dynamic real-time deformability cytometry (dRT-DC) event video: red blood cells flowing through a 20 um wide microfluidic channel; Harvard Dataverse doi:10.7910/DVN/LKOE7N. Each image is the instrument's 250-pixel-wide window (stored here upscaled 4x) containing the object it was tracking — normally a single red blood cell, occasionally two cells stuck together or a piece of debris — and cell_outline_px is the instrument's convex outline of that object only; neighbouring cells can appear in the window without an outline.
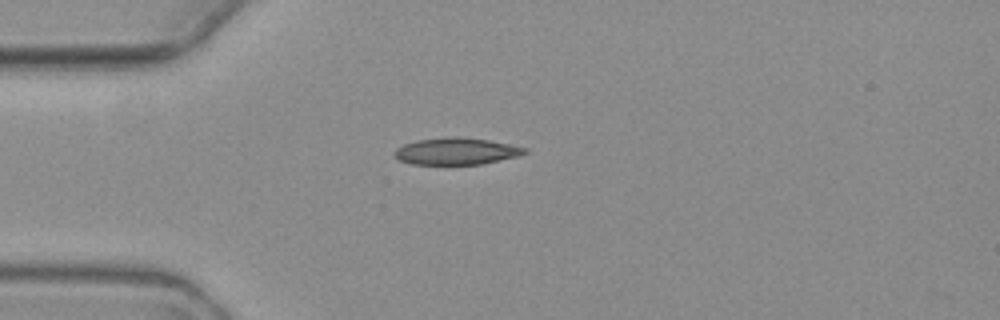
{"species": "common noctule bat (a hibernating species)", "species_latin": "Nyctalus noctula", "temperature_condition": "warm", "stored_images_in_passage": 4, "camera_frame_rate_fps": 3000, "um_per_image_px": 0.085, "animal": {"sex": "female", "body_mass_g": 19.3, "forearm_length_mm": 54.1}, "frame": {"image": 1, "passage_image": 1, "time_ms": 0.0, "image_size_px": [1000, 320], "cell_outline_px": [[528, 152], [520, 156], [480, 164], [412, 164], [396, 160], [392, 156], [392, 152], [396, 148], [404, 144], [416, 140], [456, 136], [488, 140], [528, 148]], "centroid_in_image_um": [38.74, 12.86], "position_along_channel_um": 46.3, "area_um2": 20.52}}
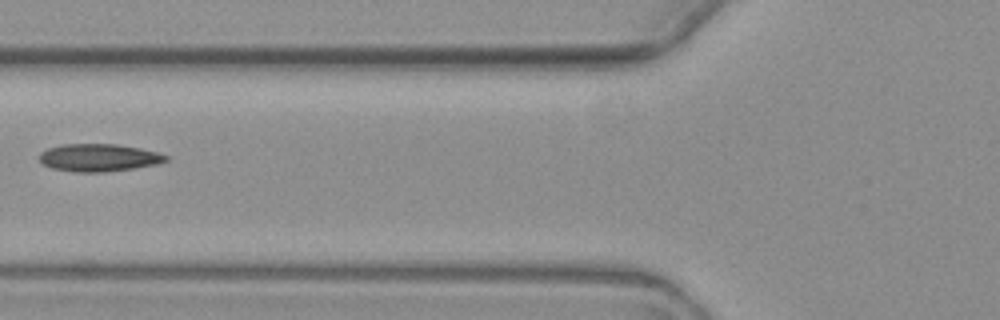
{"frame": {"image": 2, "passage_image": 3, "time_ms": 2.333, "image_size_px": [1000, 320], "cell_outline_px": [[168, 160], [156, 164], [132, 168], [104, 172], [72, 172], [52, 168], [44, 164], [40, 160], [40, 152], [48, 148], [64, 144], [116, 144], [140, 148], [156, 152], [168, 156]], "centroid_in_image_um": [8.38, 13.4], "position_along_channel_um": 117.4, "area_um2": 20.17}}
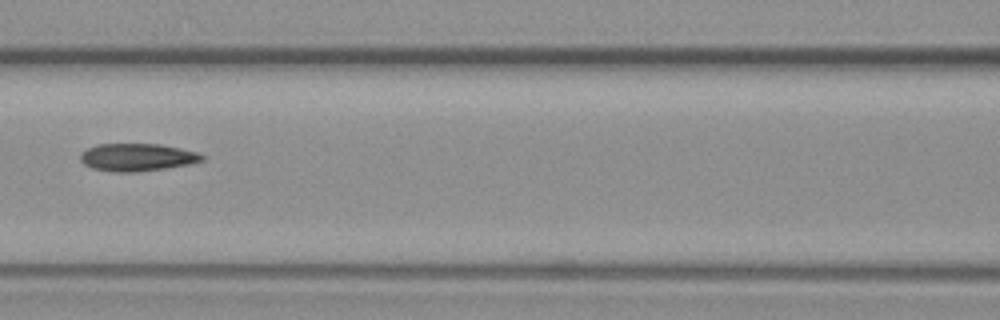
{"frame": {"image": 3, "passage_image": 4, "time_ms": 3.333, "image_size_px": [1000, 320], "cell_outline_px": [[204, 160], [192, 164], [136, 172], [116, 172], [92, 168], [84, 164], [80, 160], [80, 152], [96, 144], [160, 144], [180, 148], [196, 152], [204, 156]], "centroid_in_image_um": [11.65, 13.36], "position_along_channel_um": 155.0, "area_um2": 19.59}}